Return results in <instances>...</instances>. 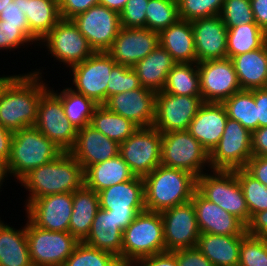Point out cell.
Wrapping results in <instances>:
<instances>
[{"label": "cell", "mask_w": 267, "mask_h": 266, "mask_svg": "<svg viewBox=\"0 0 267 266\" xmlns=\"http://www.w3.org/2000/svg\"><path fill=\"white\" fill-rule=\"evenodd\" d=\"M43 70L9 74L0 82V126L16 132L35 125L40 98L50 87Z\"/></svg>", "instance_id": "6da1fadb"}, {"label": "cell", "mask_w": 267, "mask_h": 266, "mask_svg": "<svg viewBox=\"0 0 267 266\" xmlns=\"http://www.w3.org/2000/svg\"><path fill=\"white\" fill-rule=\"evenodd\" d=\"M24 187V206L47 195L73 192L84 186L83 166L69 153L31 170L17 185Z\"/></svg>", "instance_id": "7a4b0ae2"}, {"label": "cell", "mask_w": 267, "mask_h": 266, "mask_svg": "<svg viewBox=\"0 0 267 266\" xmlns=\"http://www.w3.org/2000/svg\"><path fill=\"white\" fill-rule=\"evenodd\" d=\"M145 210L162 212L192 199L197 178L184 170L163 165L143 177Z\"/></svg>", "instance_id": "3957f363"}, {"label": "cell", "mask_w": 267, "mask_h": 266, "mask_svg": "<svg viewBox=\"0 0 267 266\" xmlns=\"http://www.w3.org/2000/svg\"><path fill=\"white\" fill-rule=\"evenodd\" d=\"M62 153L34 126L14 132L10 157L6 163L10 181L13 177V182L18 183L31 170L56 159Z\"/></svg>", "instance_id": "277c9868"}, {"label": "cell", "mask_w": 267, "mask_h": 266, "mask_svg": "<svg viewBox=\"0 0 267 266\" xmlns=\"http://www.w3.org/2000/svg\"><path fill=\"white\" fill-rule=\"evenodd\" d=\"M165 252L163 221L160 212L144 210L124 229L122 262Z\"/></svg>", "instance_id": "5b68a950"}, {"label": "cell", "mask_w": 267, "mask_h": 266, "mask_svg": "<svg viewBox=\"0 0 267 266\" xmlns=\"http://www.w3.org/2000/svg\"><path fill=\"white\" fill-rule=\"evenodd\" d=\"M197 191L208 201L237 217L245 226L250 213L234 171L210 170L197 178Z\"/></svg>", "instance_id": "8992f818"}, {"label": "cell", "mask_w": 267, "mask_h": 266, "mask_svg": "<svg viewBox=\"0 0 267 266\" xmlns=\"http://www.w3.org/2000/svg\"><path fill=\"white\" fill-rule=\"evenodd\" d=\"M161 165L187 171L196 178L211 170L209 153L188 130L162 133Z\"/></svg>", "instance_id": "52a82bcc"}, {"label": "cell", "mask_w": 267, "mask_h": 266, "mask_svg": "<svg viewBox=\"0 0 267 266\" xmlns=\"http://www.w3.org/2000/svg\"><path fill=\"white\" fill-rule=\"evenodd\" d=\"M40 49L65 70L89 58L94 50L72 20L61 19L39 42ZM67 68V69H66Z\"/></svg>", "instance_id": "ba28073f"}, {"label": "cell", "mask_w": 267, "mask_h": 266, "mask_svg": "<svg viewBox=\"0 0 267 266\" xmlns=\"http://www.w3.org/2000/svg\"><path fill=\"white\" fill-rule=\"evenodd\" d=\"M116 61L107 52H94L83 62L68 69L69 88L92 99L97 105L107 101V85Z\"/></svg>", "instance_id": "9c48e42d"}, {"label": "cell", "mask_w": 267, "mask_h": 266, "mask_svg": "<svg viewBox=\"0 0 267 266\" xmlns=\"http://www.w3.org/2000/svg\"><path fill=\"white\" fill-rule=\"evenodd\" d=\"M26 234L33 266H63L79 243L70 232L39 228L27 217Z\"/></svg>", "instance_id": "30bf717a"}, {"label": "cell", "mask_w": 267, "mask_h": 266, "mask_svg": "<svg viewBox=\"0 0 267 266\" xmlns=\"http://www.w3.org/2000/svg\"><path fill=\"white\" fill-rule=\"evenodd\" d=\"M99 208L111 211L117 226L124 229L139 212L145 210L143 177L134 176L131 180L110 186L98 192Z\"/></svg>", "instance_id": "8fae6325"}, {"label": "cell", "mask_w": 267, "mask_h": 266, "mask_svg": "<svg viewBox=\"0 0 267 266\" xmlns=\"http://www.w3.org/2000/svg\"><path fill=\"white\" fill-rule=\"evenodd\" d=\"M34 127L63 152H70L76 143L78 130L66 118L61 98L50 87L40 98Z\"/></svg>", "instance_id": "7c38bea8"}, {"label": "cell", "mask_w": 267, "mask_h": 266, "mask_svg": "<svg viewBox=\"0 0 267 266\" xmlns=\"http://www.w3.org/2000/svg\"><path fill=\"white\" fill-rule=\"evenodd\" d=\"M162 133L154 126L139 127L120 143L119 154L138 177L150 174L161 165Z\"/></svg>", "instance_id": "4fadbf2b"}, {"label": "cell", "mask_w": 267, "mask_h": 266, "mask_svg": "<svg viewBox=\"0 0 267 266\" xmlns=\"http://www.w3.org/2000/svg\"><path fill=\"white\" fill-rule=\"evenodd\" d=\"M251 140L252 133L248 129L228 118L218 145L209 154L211 170L233 171L245 168L253 156Z\"/></svg>", "instance_id": "5bb4252c"}, {"label": "cell", "mask_w": 267, "mask_h": 266, "mask_svg": "<svg viewBox=\"0 0 267 266\" xmlns=\"http://www.w3.org/2000/svg\"><path fill=\"white\" fill-rule=\"evenodd\" d=\"M94 52H107L121 27L119 13L97 4L71 19Z\"/></svg>", "instance_id": "9a60e30c"}, {"label": "cell", "mask_w": 267, "mask_h": 266, "mask_svg": "<svg viewBox=\"0 0 267 266\" xmlns=\"http://www.w3.org/2000/svg\"><path fill=\"white\" fill-rule=\"evenodd\" d=\"M203 103L202 97L172 95L159 91L156 93L152 126L161 133L188 130Z\"/></svg>", "instance_id": "2e32d148"}, {"label": "cell", "mask_w": 267, "mask_h": 266, "mask_svg": "<svg viewBox=\"0 0 267 266\" xmlns=\"http://www.w3.org/2000/svg\"><path fill=\"white\" fill-rule=\"evenodd\" d=\"M197 68L204 102L222 103L242 90L230 58L198 62Z\"/></svg>", "instance_id": "e0dca14e"}, {"label": "cell", "mask_w": 267, "mask_h": 266, "mask_svg": "<svg viewBox=\"0 0 267 266\" xmlns=\"http://www.w3.org/2000/svg\"><path fill=\"white\" fill-rule=\"evenodd\" d=\"M165 252L194 248L200 230L192 200L163 210Z\"/></svg>", "instance_id": "ac0fdd59"}, {"label": "cell", "mask_w": 267, "mask_h": 266, "mask_svg": "<svg viewBox=\"0 0 267 266\" xmlns=\"http://www.w3.org/2000/svg\"><path fill=\"white\" fill-rule=\"evenodd\" d=\"M25 217L34 225L49 231L69 232L73 211V192L47 195L28 202Z\"/></svg>", "instance_id": "d6986e66"}, {"label": "cell", "mask_w": 267, "mask_h": 266, "mask_svg": "<svg viewBox=\"0 0 267 266\" xmlns=\"http://www.w3.org/2000/svg\"><path fill=\"white\" fill-rule=\"evenodd\" d=\"M159 45V33L146 27L125 28L118 32L107 53L117 64L133 67Z\"/></svg>", "instance_id": "ffe728a7"}, {"label": "cell", "mask_w": 267, "mask_h": 266, "mask_svg": "<svg viewBox=\"0 0 267 266\" xmlns=\"http://www.w3.org/2000/svg\"><path fill=\"white\" fill-rule=\"evenodd\" d=\"M155 98L156 92L140 87L110 96L103 105L138 127H151L155 119Z\"/></svg>", "instance_id": "44dd1931"}, {"label": "cell", "mask_w": 267, "mask_h": 266, "mask_svg": "<svg viewBox=\"0 0 267 266\" xmlns=\"http://www.w3.org/2000/svg\"><path fill=\"white\" fill-rule=\"evenodd\" d=\"M200 233L213 235H247L246 226L219 205L208 201L197 190L192 196Z\"/></svg>", "instance_id": "7402d4cb"}, {"label": "cell", "mask_w": 267, "mask_h": 266, "mask_svg": "<svg viewBox=\"0 0 267 266\" xmlns=\"http://www.w3.org/2000/svg\"><path fill=\"white\" fill-rule=\"evenodd\" d=\"M197 63L227 58V27L221 17L196 19L191 22Z\"/></svg>", "instance_id": "603a6c76"}, {"label": "cell", "mask_w": 267, "mask_h": 266, "mask_svg": "<svg viewBox=\"0 0 267 266\" xmlns=\"http://www.w3.org/2000/svg\"><path fill=\"white\" fill-rule=\"evenodd\" d=\"M120 144L87 125L78 129L76 143L69 152L84 171L96 163L106 161L119 154Z\"/></svg>", "instance_id": "cb8c5ba5"}, {"label": "cell", "mask_w": 267, "mask_h": 266, "mask_svg": "<svg viewBox=\"0 0 267 266\" xmlns=\"http://www.w3.org/2000/svg\"><path fill=\"white\" fill-rule=\"evenodd\" d=\"M228 116L222 103L204 102L188 131L210 154L221 139Z\"/></svg>", "instance_id": "d4e9b609"}, {"label": "cell", "mask_w": 267, "mask_h": 266, "mask_svg": "<svg viewBox=\"0 0 267 266\" xmlns=\"http://www.w3.org/2000/svg\"><path fill=\"white\" fill-rule=\"evenodd\" d=\"M123 231L111 215V211L99 208L88 236L82 241L85 244L114 254L122 262Z\"/></svg>", "instance_id": "484cf974"}, {"label": "cell", "mask_w": 267, "mask_h": 266, "mask_svg": "<svg viewBox=\"0 0 267 266\" xmlns=\"http://www.w3.org/2000/svg\"><path fill=\"white\" fill-rule=\"evenodd\" d=\"M159 44L176 63H197L192 24L178 19L159 33Z\"/></svg>", "instance_id": "4316f807"}, {"label": "cell", "mask_w": 267, "mask_h": 266, "mask_svg": "<svg viewBox=\"0 0 267 266\" xmlns=\"http://www.w3.org/2000/svg\"><path fill=\"white\" fill-rule=\"evenodd\" d=\"M175 64L171 54L159 44L132 69L138 76L142 87L157 93L163 90L167 75Z\"/></svg>", "instance_id": "83f0119b"}, {"label": "cell", "mask_w": 267, "mask_h": 266, "mask_svg": "<svg viewBox=\"0 0 267 266\" xmlns=\"http://www.w3.org/2000/svg\"><path fill=\"white\" fill-rule=\"evenodd\" d=\"M230 59L242 90L265 88L267 83V42L261 48Z\"/></svg>", "instance_id": "f1b7e54d"}, {"label": "cell", "mask_w": 267, "mask_h": 266, "mask_svg": "<svg viewBox=\"0 0 267 266\" xmlns=\"http://www.w3.org/2000/svg\"><path fill=\"white\" fill-rule=\"evenodd\" d=\"M246 235L227 236L201 233L196 248L214 266H238L242 239Z\"/></svg>", "instance_id": "f546056e"}, {"label": "cell", "mask_w": 267, "mask_h": 266, "mask_svg": "<svg viewBox=\"0 0 267 266\" xmlns=\"http://www.w3.org/2000/svg\"><path fill=\"white\" fill-rule=\"evenodd\" d=\"M0 217V266H33L25 225L19 229ZM11 225V226H10Z\"/></svg>", "instance_id": "4dcf8cb0"}, {"label": "cell", "mask_w": 267, "mask_h": 266, "mask_svg": "<svg viewBox=\"0 0 267 266\" xmlns=\"http://www.w3.org/2000/svg\"><path fill=\"white\" fill-rule=\"evenodd\" d=\"M134 176L128 164L118 154L89 166L84 171V185L98 193L115 184L131 180Z\"/></svg>", "instance_id": "1f68e13d"}, {"label": "cell", "mask_w": 267, "mask_h": 266, "mask_svg": "<svg viewBox=\"0 0 267 266\" xmlns=\"http://www.w3.org/2000/svg\"><path fill=\"white\" fill-rule=\"evenodd\" d=\"M99 209L98 193L85 185L73 191V211L69 232L82 242L89 234L96 212Z\"/></svg>", "instance_id": "d6a6232c"}, {"label": "cell", "mask_w": 267, "mask_h": 266, "mask_svg": "<svg viewBox=\"0 0 267 266\" xmlns=\"http://www.w3.org/2000/svg\"><path fill=\"white\" fill-rule=\"evenodd\" d=\"M30 33L40 42L61 20L58 0H18Z\"/></svg>", "instance_id": "836d02e7"}, {"label": "cell", "mask_w": 267, "mask_h": 266, "mask_svg": "<svg viewBox=\"0 0 267 266\" xmlns=\"http://www.w3.org/2000/svg\"><path fill=\"white\" fill-rule=\"evenodd\" d=\"M90 126L119 144L139 128L131 120L109 111L104 105H98L95 108Z\"/></svg>", "instance_id": "e575fe53"}, {"label": "cell", "mask_w": 267, "mask_h": 266, "mask_svg": "<svg viewBox=\"0 0 267 266\" xmlns=\"http://www.w3.org/2000/svg\"><path fill=\"white\" fill-rule=\"evenodd\" d=\"M64 87L57 90L54 86L50 88L61 98L66 118L77 130L90 125L92 114L98 105L92 99L76 93L68 85Z\"/></svg>", "instance_id": "d590c367"}, {"label": "cell", "mask_w": 267, "mask_h": 266, "mask_svg": "<svg viewBox=\"0 0 267 266\" xmlns=\"http://www.w3.org/2000/svg\"><path fill=\"white\" fill-rule=\"evenodd\" d=\"M267 42V33L256 23L243 24L227 31V58L261 48Z\"/></svg>", "instance_id": "8d00e7d4"}, {"label": "cell", "mask_w": 267, "mask_h": 266, "mask_svg": "<svg viewBox=\"0 0 267 266\" xmlns=\"http://www.w3.org/2000/svg\"><path fill=\"white\" fill-rule=\"evenodd\" d=\"M165 93L201 97L197 63H176L167 75Z\"/></svg>", "instance_id": "74e56055"}, {"label": "cell", "mask_w": 267, "mask_h": 266, "mask_svg": "<svg viewBox=\"0 0 267 266\" xmlns=\"http://www.w3.org/2000/svg\"><path fill=\"white\" fill-rule=\"evenodd\" d=\"M228 118L236 120L251 133L258 129L254 89L241 90L222 102Z\"/></svg>", "instance_id": "f35d334b"}, {"label": "cell", "mask_w": 267, "mask_h": 266, "mask_svg": "<svg viewBox=\"0 0 267 266\" xmlns=\"http://www.w3.org/2000/svg\"><path fill=\"white\" fill-rule=\"evenodd\" d=\"M179 19L177 0H149L146 28L160 33Z\"/></svg>", "instance_id": "ab89813d"}, {"label": "cell", "mask_w": 267, "mask_h": 266, "mask_svg": "<svg viewBox=\"0 0 267 266\" xmlns=\"http://www.w3.org/2000/svg\"><path fill=\"white\" fill-rule=\"evenodd\" d=\"M233 171L243 190L250 217L267 210V186L251 176L244 168Z\"/></svg>", "instance_id": "60d3db41"}, {"label": "cell", "mask_w": 267, "mask_h": 266, "mask_svg": "<svg viewBox=\"0 0 267 266\" xmlns=\"http://www.w3.org/2000/svg\"><path fill=\"white\" fill-rule=\"evenodd\" d=\"M119 262L114 254L79 242L63 266H117Z\"/></svg>", "instance_id": "b9f144b4"}, {"label": "cell", "mask_w": 267, "mask_h": 266, "mask_svg": "<svg viewBox=\"0 0 267 266\" xmlns=\"http://www.w3.org/2000/svg\"><path fill=\"white\" fill-rule=\"evenodd\" d=\"M39 46V41L30 33L29 25L4 24L0 20V53L6 51L14 53L17 49L30 47L29 45ZM24 46V47H22Z\"/></svg>", "instance_id": "7bdbcfd3"}, {"label": "cell", "mask_w": 267, "mask_h": 266, "mask_svg": "<svg viewBox=\"0 0 267 266\" xmlns=\"http://www.w3.org/2000/svg\"><path fill=\"white\" fill-rule=\"evenodd\" d=\"M224 0H177L179 18L190 22L218 16Z\"/></svg>", "instance_id": "ee69618b"}, {"label": "cell", "mask_w": 267, "mask_h": 266, "mask_svg": "<svg viewBox=\"0 0 267 266\" xmlns=\"http://www.w3.org/2000/svg\"><path fill=\"white\" fill-rule=\"evenodd\" d=\"M238 266H267V240L247 234L241 242Z\"/></svg>", "instance_id": "f6af8a7d"}, {"label": "cell", "mask_w": 267, "mask_h": 266, "mask_svg": "<svg viewBox=\"0 0 267 266\" xmlns=\"http://www.w3.org/2000/svg\"><path fill=\"white\" fill-rule=\"evenodd\" d=\"M219 16L227 29L255 23L250 0H224Z\"/></svg>", "instance_id": "bcb514c9"}, {"label": "cell", "mask_w": 267, "mask_h": 266, "mask_svg": "<svg viewBox=\"0 0 267 266\" xmlns=\"http://www.w3.org/2000/svg\"><path fill=\"white\" fill-rule=\"evenodd\" d=\"M142 87L132 67L115 64L107 85V99L115 94L128 92Z\"/></svg>", "instance_id": "7dc6e473"}, {"label": "cell", "mask_w": 267, "mask_h": 266, "mask_svg": "<svg viewBox=\"0 0 267 266\" xmlns=\"http://www.w3.org/2000/svg\"><path fill=\"white\" fill-rule=\"evenodd\" d=\"M149 0H128L120 12L121 27H146V8Z\"/></svg>", "instance_id": "c3c4849f"}, {"label": "cell", "mask_w": 267, "mask_h": 266, "mask_svg": "<svg viewBox=\"0 0 267 266\" xmlns=\"http://www.w3.org/2000/svg\"><path fill=\"white\" fill-rule=\"evenodd\" d=\"M61 19L71 20L90 7L99 4V0H58Z\"/></svg>", "instance_id": "681fc988"}, {"label": "cell", "mask_w": 267, "mask_h": 266, "mask_svg": "<svg viewBox=\"0 0 267 266\" xmlns=\"http://www.w3.org/2000/svg\"><path fill=\"white\" fill-rule=\"evenodd\" d=\"M178 266H214L196 247L180 249L172 252Z\"/></svg>", "instance_id": "f907efd6"}, {"label": "cell", "mask_w": 267, "mask_h": 266, "mask_svg": "<svg viewBox=\"0 0 267 266\" xmlns=\"http://www.w3.org/2000/svg\"><path fill=\"white\" fill-rule=\"evenodd\" d=\"M244 169L267 186V156H252Z\"/></svg>", "instance_id": "816d5d0a"}, {"label": "cell", "mask_w": 267, "mask_h": 266, "mask_svg": "<svg viewBox=\"0 0 267 266\" xmlns=\"http://www.w3.org/2000/svg\"><path fill=\"white\" fill-rule=\"evenodd\" d=\"M0 20H4V24L11 25H29L26 15L18 5V0L11 1L0 13Z\"/></svg>", "instance_id": "f5cc1de1"}, {"label": "cell", "mask_w": 267, "mask_h": 266, "mask_svg": "<svg viewBox=\"0 0 267 266\" xmlns=\"http://www.w3.org/2000/svg\"><path fill=\"white\" fill-rule=\"evenodd\" d=\"M137 266H178L177 258L172 252H163L146 256L134 261Z\"/></svg>", "instance_id": "db71d44e"}, {"label": "cell", "mask_w": 267, "mask_h": 266, "mask_svg": "<svg viewBox=\"0 0 267 266\" xmlns=\"http://www.w3.org/2000/svg\"><path fill=\"white\" fill-rule=\"evenodd\" d=\"M247 234L267 240V210L256 213L246 226Z\"/></svg>", "instance_id": "11a10c76"}, {"label": "cell", "mask_w": 267, "mask_h": 266, "mask_svg": "<svg viewBox=\"0 0 267 266\" xmlns=\"http://www.w3.org/2000/svg\"><path fill=\"white\" fill-rule=\"evenodd\" d=\"M251 151L253 156H267V126L252 132Z\"/></svg>", "instance_id": "9f6ffc18"}, {"label": "cell", "mask_w": 267, "mask_h": 266, "mask_svg": "<svg viewBox=\"0 0 267 266\" xmlns=\"http://www.w3.org/2000/svg\"><path fill=\"white\" fill-rule=\"evenodd\" d=\"M254 100L257 106L258 128L267 126V89H254Z\"/></svg>", "instance_id": "6f0895ef"}, {"label": "cell", "mask_w": 267, "mask_h": 266, "mask_svg": "<svg viewBox=\"0 0 267 266\" xmlns=\"http://www.w3.org/2000/svg\"><path fill=\"white\" fill-rule=\"evenodd\" d=\"M255 23L267 33V0H250Z\"/></svg>", "instance_id": "680465c9"}, {"label": "cell", "mask_w": 267, "mask_h": 266, "mask_svg": "<svg viewBox=\"0 0 267 266\" xmlns=\"http://www.w3.org/2000/svg\"><path fill=\"white\" fill-rule=\"evenodd\" d=\"M14 132L0 126V160L7 163L11 153Z\"/></svg>", "instance_id": "91938a15"}, {"label": "cell", "mask_w": 267, "mask_h": 266, "mask_svg": "<svg viewBox=\"0 0 267 266\" xmlns=\"http://www.w3.org/2000/svg\"><path fill=\"white\" fill-rule=\"evenodd\" d=\"M128 0H99V4L120 14Z\"/></svg>", "instance_id": "94428289"}, {"label": "cell", "mask_w": 267, "mask_h": 266, "mask_svg": "<svg viewBox=\"0 0 267 266\" xmlns=\"http://www.w3.org/2000/svg\"><path fill=\"white\" fill-rule=\"evenodd\" d=\"M9 178L10 177L7 172L6 163L0 160V192L3 191L4 188L2 187L4 186V184L6 185V182H7L6 180H10Z\"/></svg>", "instance_id": "6125c7cd"}, {"label": "cell", "mask_w": 267, "mask_h": 266, "mask_svg": "<svg viewBox=\"0 0 267 266\" xmlns=\"http://www.w3.org/2000/svg\"><path fill=\"white\" fill-rule=\"evenodd\" d=\"M11 1L13 0H0V13L4 10L7 6L10 5Z\"/></svg>", "instance_id": "be15d7a7"}, {"label": "cell", "mask_w": 267, "mask_h": 266, "mask_svg": "<svg viewBox=\"0 0 267 266\" xmlns=\"http://www.w3.org/2000/svg\"><path fill=\"white\" fill-rule=\"evenodd\" d=\"M117 266H137L134 262H119Z\"/></svg>", "instance_id": "e7e4bbea"}, {"label": "cell", "mask_w": 267, "mask_h": 266, "mask_svg": "<svg viewBox=\"0 0 267 266\" xmlns=\"http://www.w3.org/2000/svg\"><path fill=\"white\" fill-rule=\"evenodd\" d=\"M6 76H7V74H6V75H5V74L0 75V82H1Z\"/></svg>", "instance_id": "03108f58"}]
</instances>
